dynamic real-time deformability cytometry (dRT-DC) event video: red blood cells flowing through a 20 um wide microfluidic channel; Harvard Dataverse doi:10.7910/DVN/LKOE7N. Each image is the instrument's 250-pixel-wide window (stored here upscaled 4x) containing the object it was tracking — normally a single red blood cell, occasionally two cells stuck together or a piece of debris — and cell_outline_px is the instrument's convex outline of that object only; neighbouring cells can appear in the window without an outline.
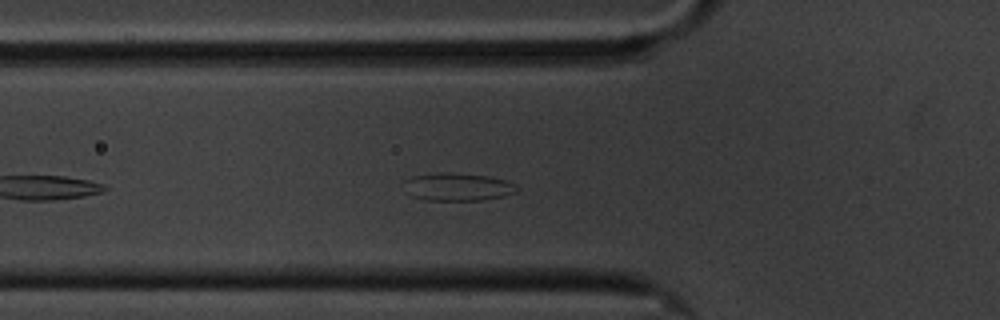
{"species": "common noctule bat (a hibernating species)", "species_latin": "Nyctalus noctula", "temperature_condition": "cold", "stored_images_in_passage": 18, "camera_frame_rate_fps": 3000, "um_per_image_px": 0.085, "animal": {"sex": "male", "body_mass_g": 20.1, "forearm_length_mm": 53.5}, "frame": {"image": 1, "passage_image": 8, "time_ms": 2.333, "image_size_px": [1000, 320], "cell_outline_px": [[520, 188], [516, 192], [504, 196], [484, 200], [424, 200], [412, 196], [404, 180], [412, 176], [440, 172], [444, 172], [488, 176], [508, 180]], "centroid_in_image_um": [38.97, 15.88], "position_along_channel_um": 86.8, "area_um2": 18.21}}